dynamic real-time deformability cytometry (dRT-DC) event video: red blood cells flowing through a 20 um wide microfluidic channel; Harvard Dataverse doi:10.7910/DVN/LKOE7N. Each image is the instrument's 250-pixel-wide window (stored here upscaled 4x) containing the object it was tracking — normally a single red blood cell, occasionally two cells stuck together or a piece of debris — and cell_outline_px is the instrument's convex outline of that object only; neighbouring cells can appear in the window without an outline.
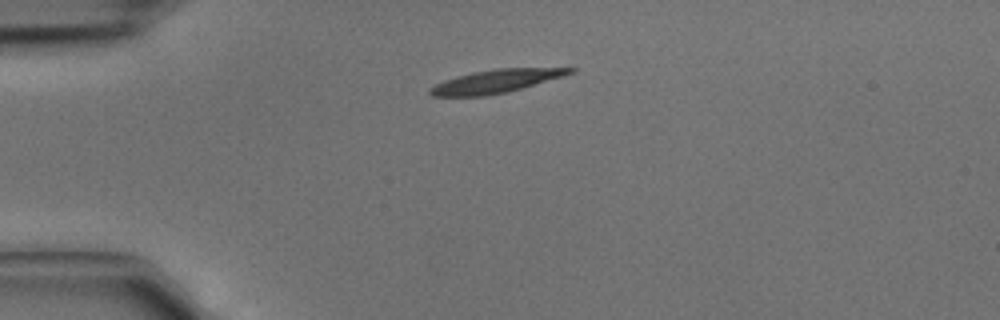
{"species": "common noctule bat (a hibernating species)", "species_latin": "Nyctalus noctula", "temperature_condition": "cold", "stored_images_in_passage": 2, "camera_frame_rate_fps": 3000, "um_per_image_px": 0.085, "animal": {"sex": "male", "body_mass_g": 15.6}, "frame": {"image": 1, "passage_image": 1, "time_ms": 0.0, "image_size_px": [1000, 320], "cell_outline_px": [[576, 68], [572, 72], [564, 76], [508, 92], [488, 96], [432, 96], [428, 92], [428, 88], [444, 80], [456, 76], [472, 72], [496, 68]], "centroid_in_image_um": [42.11, 6.91], "position_along_channel_um": 42.9, "area_um2": 18.96}}
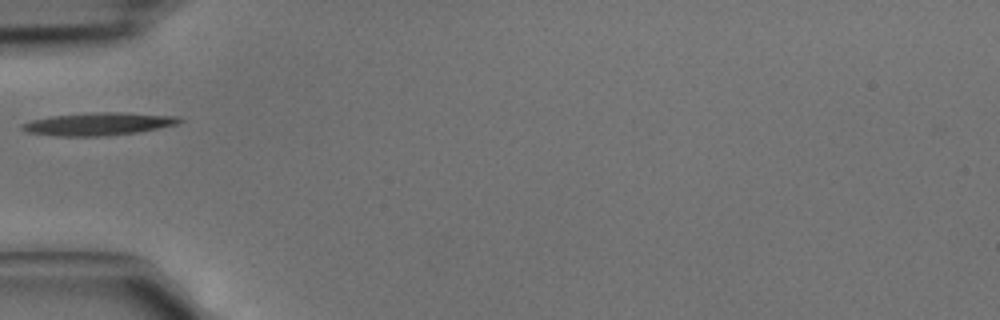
{"frame": {"image": 2, "passage_image": 2, "time_ms": 0.333, "image_size_px": [1000, 320], "cell_outline_px": [[184, 120], [176, 124], [136, 132], [104, 136], [56, 136], [24, 132], [20, 128], [20, 124], [32, 120], [52, 116], [92, 112], [120, 112], [176, 116]], "centroid_in_image_um": [8.29, 10.53], "position_along_channel_um": 76.7, "area_um2": 20.75}}